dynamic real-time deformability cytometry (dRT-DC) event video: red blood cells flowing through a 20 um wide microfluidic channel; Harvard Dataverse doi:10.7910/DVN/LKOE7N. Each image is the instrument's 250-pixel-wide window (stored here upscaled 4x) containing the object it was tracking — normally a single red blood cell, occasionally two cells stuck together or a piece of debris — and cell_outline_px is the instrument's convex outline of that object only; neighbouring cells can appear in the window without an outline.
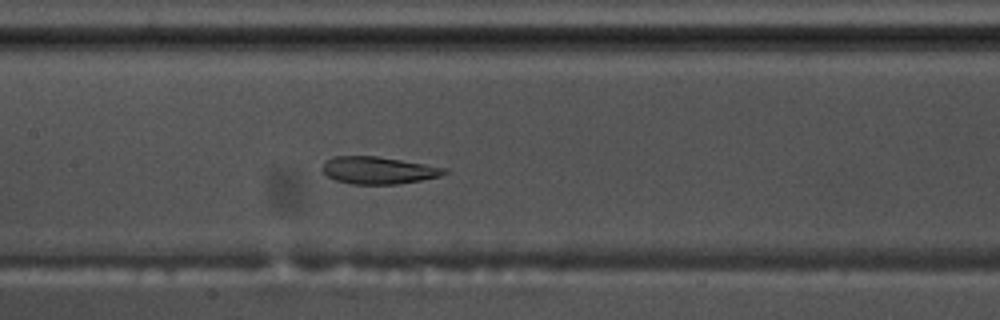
{"species": "common noctule bat (a hibernating species)", "species_latin": "Nyctalus noctula", "temperature_condition": "warm", "stored_images_in_passage": 46, "camera_frame_rate_fps": 3000, "um_per_image_px": 0.085, "animal": {"sex": "male", "body_mass_g": 17.5, "forearm_length_mm": 52.3}, "frame": {"image": 1, "passage_image": 17, "time_ms": 5.333, "image_size_px": [1000, 320], "cell_outline_px": [[448, 172], [440, 176], [420, 180], [396, 184], [352, 184], [336, 180], [328, 176], [320, 168], [328, 160], [336, 156], [376, 156], [448, 168]], "centroid_in_image_um": [32.17, 14.48], "position_along_channel_um": 175.2, "area_um2": 19.13}}
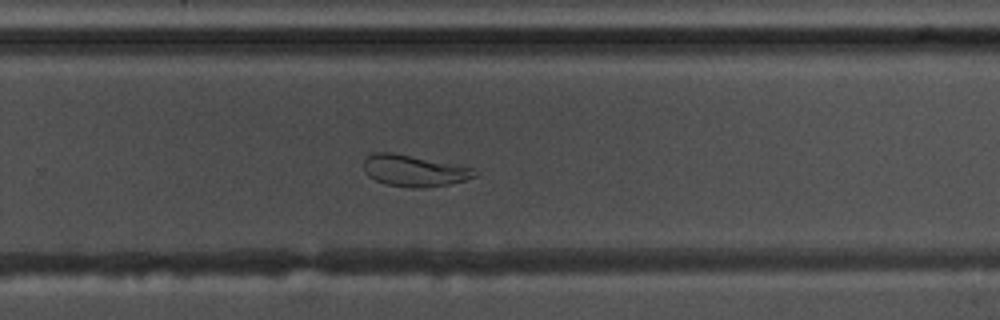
{"frame": {"image": 2, "passage_image": 27, "time_ms": 8.667, "image_size_px": [1000, 320], "cell_outline_px": [[476, 176], [464, 180], [448, 184], [424, 188], [412, 188], [388, 184], [376, 180], [368, 176], [364, 172], [364, 160], [372, 152], [392, 152], [476, 168]], "centroid_in_image_um": [35.19, 14.5], "position_along_channel_um": 294.6, "area_um2": 20.29}}
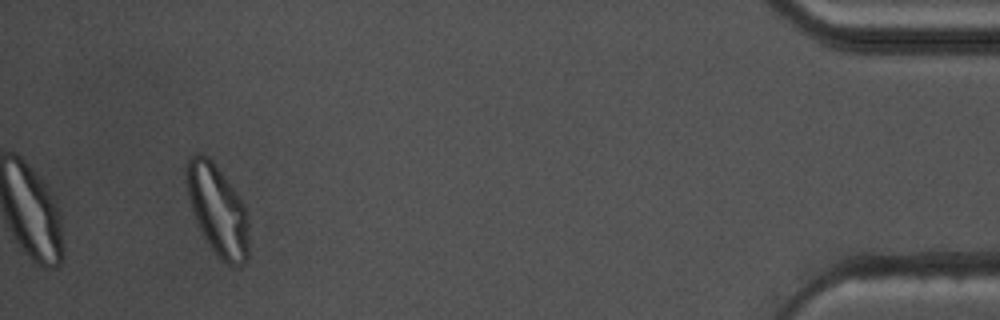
{"frame": {"image": 3, "passage_image": 43, "time_ms": 14.0, "image_size_px": [1000, 320], "cell_outline_px": [[248, 260], [240, 268], [232, 268], [212, 248], [204, 236], [196, 220], [188, 196], [184, 176], [184, 172], [188, 160], [196, 152], [208, 156], [212, 160], [236, 188], [244, 204], [248, 216]], "centroid_in_image_um": [18.52, 17.82], "position_along_channel_um": 416.7, "area_um2": 33.29}, "authors_computed_cell_mechanics": {"area_um2": 21.9929, "velocity_mm_per_s": 3.5873, "shape_relaxation_time_tau1_ms": null, "shape_relaxation_time_tau2_ms": 1.9555, "deformation_change_tau1": null, "deformation_change_tau2": 0.0791}}